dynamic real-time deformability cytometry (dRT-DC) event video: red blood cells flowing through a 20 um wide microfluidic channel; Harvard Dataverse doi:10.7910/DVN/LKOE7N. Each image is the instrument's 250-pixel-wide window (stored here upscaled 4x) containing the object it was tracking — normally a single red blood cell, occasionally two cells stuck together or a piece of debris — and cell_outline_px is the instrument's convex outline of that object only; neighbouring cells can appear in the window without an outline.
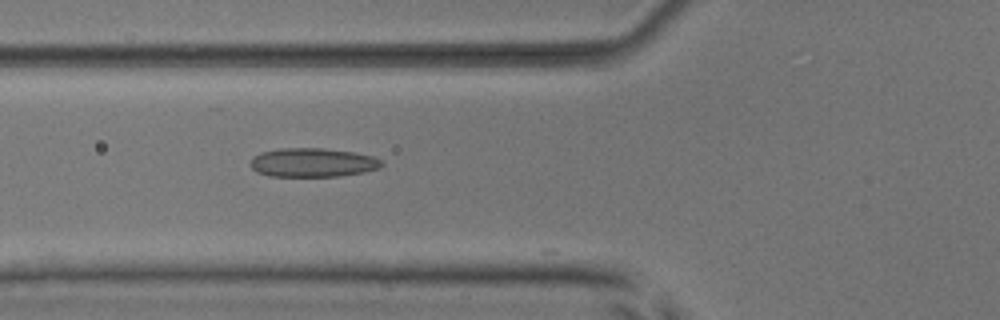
{"species": "common noctule bat (a hibernating species)", "species_latin": "Nyctalus noctula", "temperature_condition": "room temperature", "stored_images_in_passage": 12, "camera_frame_rate_fps": 3000, "um_per_image_px": 0.085, "animal": {"sex": "male", "body_mass_g": 17.9, "forearm_length_mm": 54.2}, "frame": {"image": 1, "passage_image": 6, "time_ms": 1.667, "image_size_px": [1000, 320], "cell_outline_px": [[384, 164], [380, 168], [364, 172], [340, 176], [272, 176], [256, 172], [248, 164], [252, 156], [260, 152], [280, 148], [324, 148], [356, 152], [372, 156], [380, 160]], "centroid_in_image_um": [26.55, 13.81], "position_along_channel_um": 99.2, "area_um2": 22.37}}
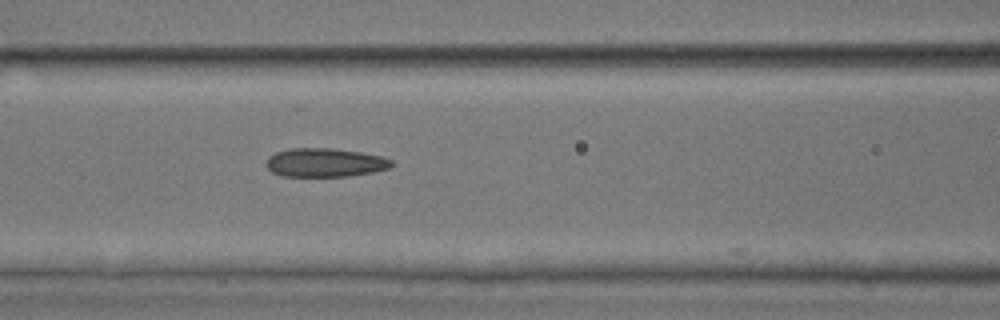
{"frame": {"image": 2, "passage_image": 9, "time_ms": 2.667, "image_size_px": [1000, 320], "cell_outline_px": [[392, 164], [388, 168], [372, 172], [348, 176], [284, 176], [272, 172], [268, 168], [268, 156], [276, 152], [292, 148], [332, 148], [360, 152], [380, 156], [392, 160]], "centroid_in_image_um": [27.61, 13.81], "position_along_channel_um": 139.0, "area_um2": 20.69}}